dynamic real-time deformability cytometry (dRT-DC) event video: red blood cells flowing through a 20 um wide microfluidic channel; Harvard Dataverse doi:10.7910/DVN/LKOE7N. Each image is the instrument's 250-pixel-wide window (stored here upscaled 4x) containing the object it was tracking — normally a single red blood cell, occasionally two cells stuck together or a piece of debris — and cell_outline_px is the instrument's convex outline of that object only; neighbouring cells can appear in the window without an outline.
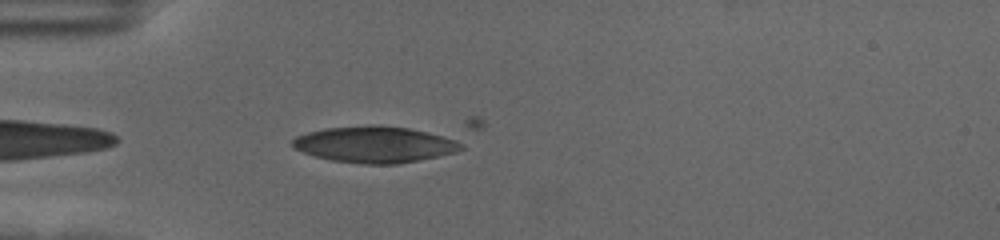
{"species": "human", "species_latin": "Homo sapiens", "temperature_condition": "cold", "stored_images_in_passage": 39, "camera_frame_rate_fps": 3000, "um_per_image_px": 0.085, "donor": {"sex": "female"}, "frame": {"image": 1, "passage_image": 1, "time_ms": 0.0, "image_size_px": [1000, 240], "cell_outline_px": [[484, 124], [464, 148], [456, 152], [396, 164], [364, 164], [332, 160], [316, 156], [304, 152], [296, 148], [292, 144], [292, 140], [296, 136], [308, 132], [324, 128], [372, 124], [472, 116], [480, 116], [484, 120]], "centroid_in_image_um": [33.2, 11.94], "position_along_channel_um": 51.8, "area_um2": 45.55}}
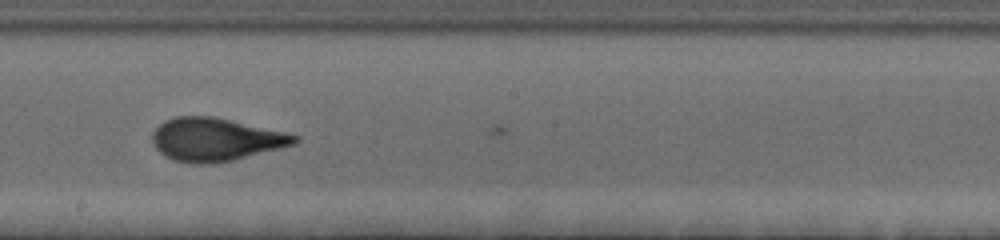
{"frame": {"image": 2, "passage_image": 17, "time_ms": 5.333, "image_size_px": [1000, 240], "cell_outline_px": [[300, 140], [296, 144], [232, 160], [208, 164], [196, 164], [176, 160], [164, 156], [156, 148], [152, 140], [152, 132], [164, 120], [176, 116], [212, 116], [284, 132], [300, 136]], "centroid_in_image_um": [18.31, 11.85], "position_along_channel_um": 229.9, "area_um2": 35.43}}
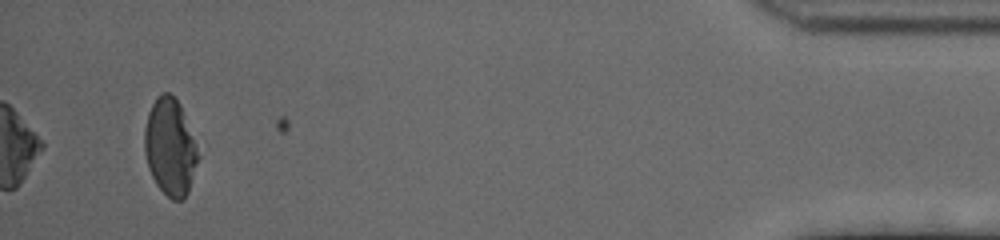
{"frame": {"image": 3, "passage_image": 39, "time_ms": 12.667, "image_size_px": [1000, 240], "cell_outline_px": [[200, 156], [188, 192], [180, 200], [172, 200], [156, 184], [148, 168], [144, 152], [144, 128], [148, 112], [156, 96], [160, 92], [168, 92], [180, 104], [200, 144]], "centroid_in_image_um": [14.49, 12.46], "position_along_channel_um": 420.7, "area_um2": 31.04}, "authors_computed_cell_mechanics": {"area_um2": 34.5066, "velocity_mm_per_s": 3.5315, "shape_relaxation_time_tau1_ms": 6.6549, "shape_relaxation_time_tau2_ms": 0.9573, "deformation_change_tau1": 0.169, "deformation_change_tau2": 0.0872}}